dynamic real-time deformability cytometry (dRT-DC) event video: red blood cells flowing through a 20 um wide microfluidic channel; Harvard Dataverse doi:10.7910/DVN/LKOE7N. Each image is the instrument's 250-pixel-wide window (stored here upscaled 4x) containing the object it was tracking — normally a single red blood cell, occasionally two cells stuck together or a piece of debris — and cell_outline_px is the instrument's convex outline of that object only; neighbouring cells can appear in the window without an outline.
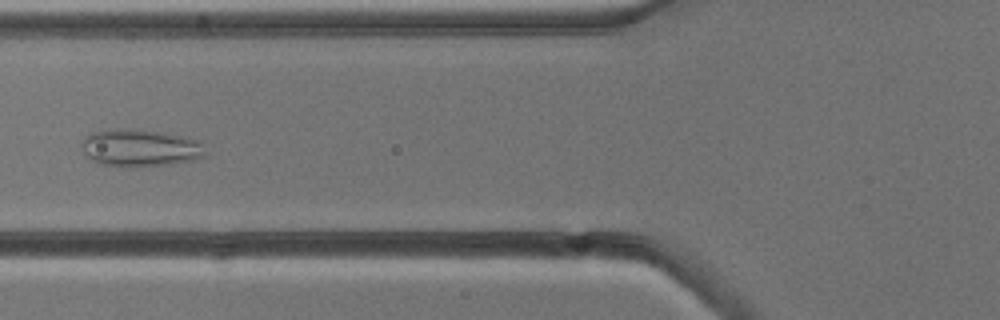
{"species": "common noctule bat (a hibernating species)", "species_latin": "Nyctalus noctula", "temperature_condition": "cold", "stored_images_in_passage": 5, "camera_frame_rate_fps": 3000, "um_per_image_px": 0.085, "animal": {"sex": "male", "body_mass_g": 13.3}, "frame": {"image": 1, "passage_image": 4, "time_ms": 3.333, "image_size_px": [1000, 320], "cell_outline_px": [[208, 156], [196, 160], [172, 164], [96, 164], [88, 160], [84, 156], [80, 144], [84, 136], [92, 132], [116, 128], [140, 128], [180, 136], [196, 140], [204, 144]], "centroid_in_image_um": [11.89, 12.53], "position_along_channel_um": 113.9, "area_um2": 26.93}}